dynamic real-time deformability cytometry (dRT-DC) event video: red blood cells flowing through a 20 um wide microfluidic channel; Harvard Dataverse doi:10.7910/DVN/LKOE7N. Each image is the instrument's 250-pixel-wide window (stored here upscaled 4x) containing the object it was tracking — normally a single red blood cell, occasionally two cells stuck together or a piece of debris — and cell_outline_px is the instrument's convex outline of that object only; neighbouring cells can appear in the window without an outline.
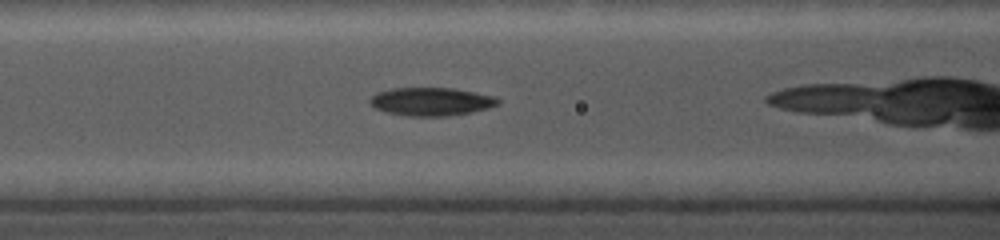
{"species": "common noctule bat (a hibernating species)", "species_latin": "Nyctalus noctula", "temperature_condition": "cold", "stored_images_in_passage": 23, "camera_frame_rate_fps": 5000, "um_per_image_px": 0.085, "animal": {"sex": "female", "body_mass_g": 19.0, "forearm_length_mm": 56.7}, "frame": {"image": 1, "passage_image": 5, "time_ms": 1.8, "image_size_px": [1000, 240], "cell_outline_px": [[500, 104], [488, 108], [448, 116], [408, 116], [388, 112], [372, 108], [368, 100], [376, 92], [392, 88], [452, 88], [492, 96], [500, 100]], "centroid_in_image_um": [36.59, 8.63], "position_along_channel_um": 130.0, "area_um2": 20.92}}
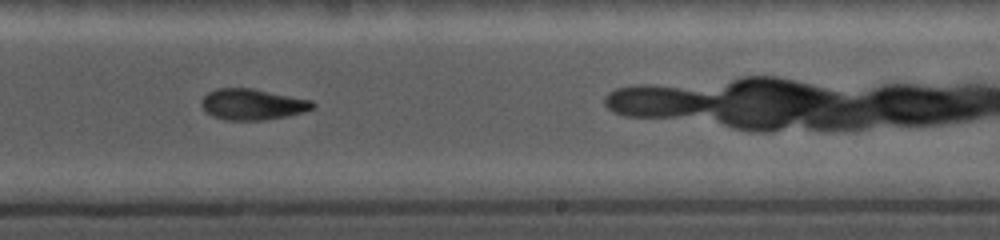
{"frame": {"image": 2, "passage_image": 13, "time_ms": 5.4, "image_size_px": [1000, 240], "cell_outline_px": [[316, 104], [312, 108], [304, 112], [288, 116], [260, 120], [224, 120], [212, 116], [204, 112], [200, 104], [200, 100], [208, 92], [216, 88], [252, 88], [312, 100]], "centroid_in_image_um": [21.41, 8.87], "position_along_channel_um": 267.6, "area_um2": 20.29}}
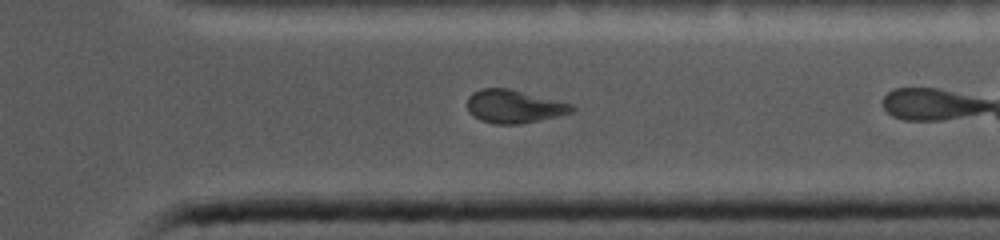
{"frame": {"image": 3, "passage_image": 19, "time_ms": 8.0, "image_size_px": [1000, 240], "cell_outline_px": [[576, 108], [572, 112], [560, 116], [520, 124], [496, 124], [480, 120], [472, 116], [468, 112], [468, 96], [472, 92], [484, 88], [508, 88], [572, 104]], "centroid_in_image_um": [43.68, 9.06], "position_along_channel_um": 367.7, "area_um2": 20.23}}